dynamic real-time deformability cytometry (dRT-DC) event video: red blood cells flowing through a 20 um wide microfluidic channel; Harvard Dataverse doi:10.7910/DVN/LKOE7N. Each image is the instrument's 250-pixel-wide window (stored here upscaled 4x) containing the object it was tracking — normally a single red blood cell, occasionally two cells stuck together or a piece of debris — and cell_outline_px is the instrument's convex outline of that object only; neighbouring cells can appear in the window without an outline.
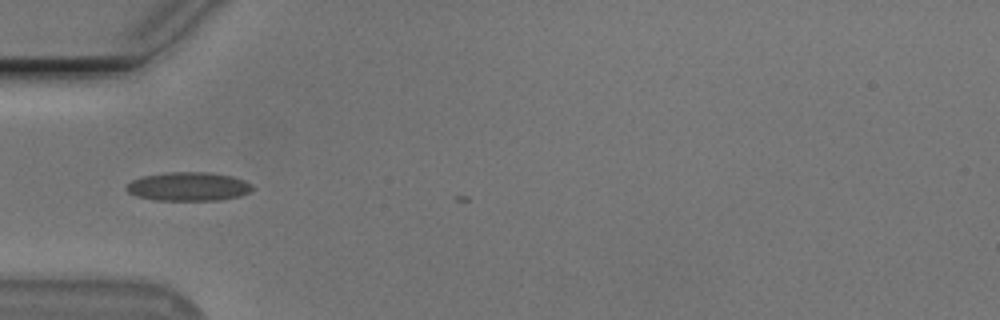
{"species": "Egyptian fruit bat (a non-hibernating species)", "species_latin": "Rousettus aegyptiacus", "temperature_condition": "cold", "stored_images_in_passage": 4, "camera_frame_rate_fps": 3000, "um_per_image_px": 0.085, "animal": {"sex": "male"}, "frame": {"image": 1, "passage_image": 1, "time_ms": 0.0, "image_size_px": [1000, 320], "cell_outline_px": [[252, 188], [248, 192], [240, 196], [220, 200], [156, 200], [136, 196], [128, 192], [124, 188], [132, 180], [140, 176], [168, 172], [208, 172], [232, 176], [244, 180], [252, 184]], "centroid_in_image_um": [15.99, 15.85], "position_along_channel_um": 69.0, "area_um2": 21.15}}